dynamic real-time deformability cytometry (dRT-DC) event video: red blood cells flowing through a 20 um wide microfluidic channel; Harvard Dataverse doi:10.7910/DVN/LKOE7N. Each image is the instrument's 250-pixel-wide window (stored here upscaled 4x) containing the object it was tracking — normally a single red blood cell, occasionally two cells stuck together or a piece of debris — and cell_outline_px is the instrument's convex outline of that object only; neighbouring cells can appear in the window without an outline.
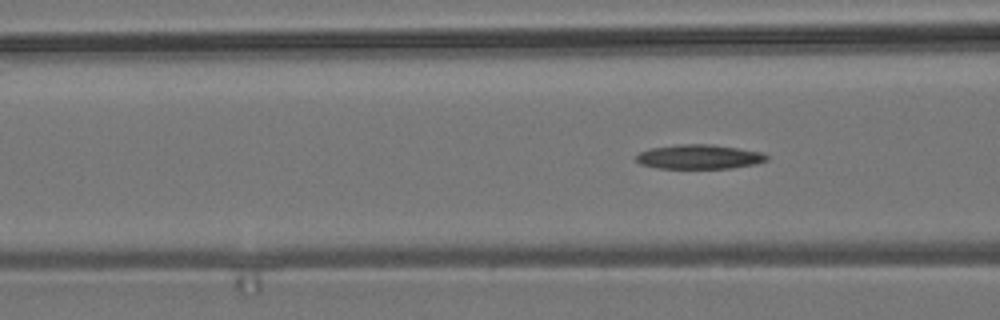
{"species": "common noctule bat (a hibernating species)", "species_latin": "Nyctalus noctula", "temperature_condition": "room temperature", "stored_images_in_passage": 8, "segment_of_instrument_passage": [2, 2], "camera_frame_rate_fps": 3000, "um_per_image_px": 0.085, "animal": {"sex": "male", "body_mass_g": 19.2, "forearm_length_mm": 51.8}, "frame": {"image": 1, "passage_image": 8, "time_ms": 9.667, "image_size_px": [1000, 320], "cell_outline_px": [[768, 160], [756, 164], [732, 168], [656, 168], [640, 164], [636, 160], [636, 156], [640, 152], [648, 148], [676, 144], [712, 144], [764, 152], [768, 156]], "centroid_in_image_um": [59.43, 13.32], "position_along_channel_um": 107.2, "area_um2": 18.79}}